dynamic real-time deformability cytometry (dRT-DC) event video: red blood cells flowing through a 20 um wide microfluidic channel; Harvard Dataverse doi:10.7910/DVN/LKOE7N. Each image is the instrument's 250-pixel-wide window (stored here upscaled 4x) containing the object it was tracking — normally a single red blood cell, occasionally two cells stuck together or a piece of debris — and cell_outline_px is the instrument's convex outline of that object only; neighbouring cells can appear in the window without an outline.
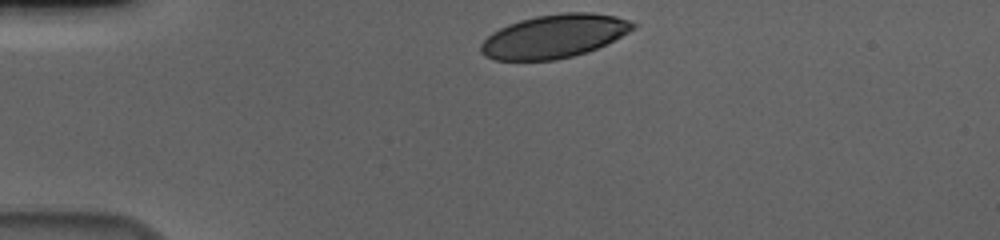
{"species": "human", "species_latin": "Homo sapiens", "temperature_condition": "cold", "stored_images_in_passage": 35, "camera_frame_rate_fps": 3000, "um_per_image_px": 0.085, "donor": {"sex": "male"}, "frame": {"image": 1, "passage_image": 1, "time_ms": 0.0, "image_size_px": [1000, 240], "cell_outline_px": [[636, 28], [596, 48], [572, 56], [556, 60], [496, 60], [484, 56], [480, 52], [480, 44], [492, 32], [508, 24], [520, 20], [536, 16], [564, 12], [592, 12], [616, 16], [628, 20], [636, 24]], "centroid_in_image_um": [47.07, 3.07], "position_along_channel_um": 37.9, "area_um2": 38.26}}
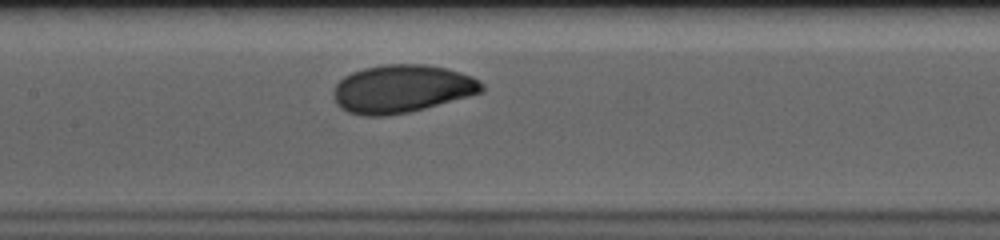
{"frame": {"image": 2, "passage_image": 16, "time_ms": 5.0, "image_size_px": [1000, 240], "cell_outline_px": [[484, 92], [424, 108], [408, 112], [384, 116], [364, 116], [348, 112], [340, 108], [336, 104], [332, 92], [336, 84], [344, 76], [352, 72], [364, 68], [384, 64], [424, 64], [448, 68], [472, 76], [480, 80], [484, 84]], "centroid_in_image_um": [34.16, 7.54], "position_along_channel_um": 173.2, "area_um2": 41.67}}
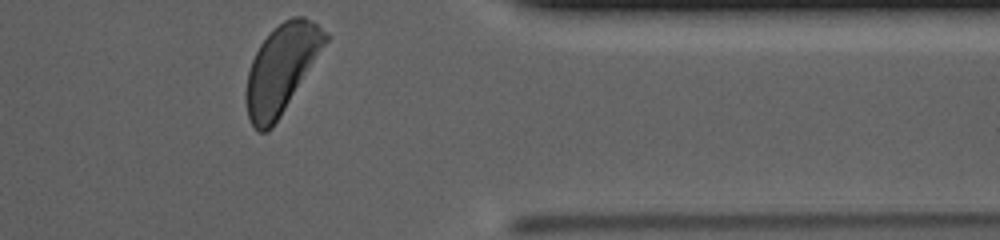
{"frame": {"image": 3, "passage_image": 35, "time_ms": 11.333, "image_size_px": [1000, 240], "cell_outline_px": [[332, 36], [280, 116], [272, 128], [268, 132], [256, 132], [248, 116], [244, 92], [248, 72], [252, 60], [260, 44], [284, 20], [292, 16], [304, 16], [316, 24]], "centroid_in_image_um": [23.93, 5.86], "position_along_channel_um": 387.5, "area_um2": 40.52}, "authors_computed_cell_mechanics": {"area_um2": 40.8646, "velocity_mm_per_s": 3.5897, "shape_relaxation_time_tau1_ms": 5.1959, "shape_relaxation_time_tau2_ms": null, "deformation_change_tau1": 0.1778, "deformation_change_tau2": null}}